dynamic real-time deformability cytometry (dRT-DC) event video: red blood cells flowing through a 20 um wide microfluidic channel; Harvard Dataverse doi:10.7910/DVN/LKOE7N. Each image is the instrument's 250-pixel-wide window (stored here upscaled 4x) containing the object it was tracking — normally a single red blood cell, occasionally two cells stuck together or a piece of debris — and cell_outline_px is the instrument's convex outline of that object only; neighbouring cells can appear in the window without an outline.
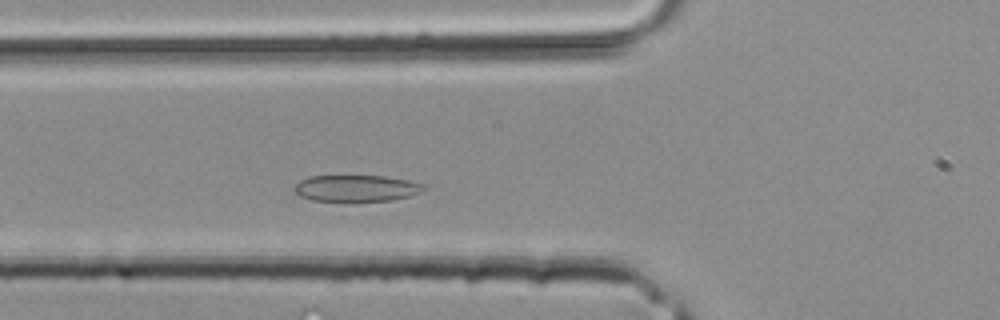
{"species": "common noctule bat (a hibernating species)", "species_latin": "Nyctalus noctula", "temperature_condition": "room temperature", "stored_images_in_passage": 27, "camera_frame_rate_fps": 3000, "um_per_image_px": 0.085, "animal": {"sex": "male", "body_mass_g": 20.4}, "frame": {"image": 1, "passage_image": 2, "time_ms": 0.333, "image_size_px": [1000, 320], "cell_outline_px": [[428, 184], [420, 192], [408, 196], [392, 200], [312, 200], [300, 196], [292, 188], [300, 180], [308, 176], [384, 176], [408, 180]], "centroid_in_image_um": [30.29, 15.98], "position_along_channel_um": 95.5, "area_um2": 19.71}}
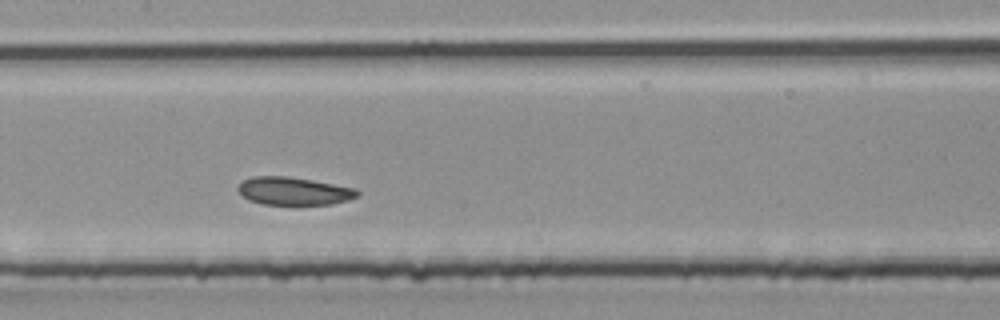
{"frame": {"image": 2, "passage_image": 7, "time_ms": 2.0, "image_size_px": [1000, 320], "cell_outline_px": [[360, 196], [348, 200], [332, 204], [264, 204], [248, 200], [236, 188], [240, 180], [252, 176], [288, 176], [312, 180], [356, 188], [360, 192]], "centroid_in_image_um": [24.97, 16.23], "position_along_channel_um": 182.4, "area_um2": 19.54}}
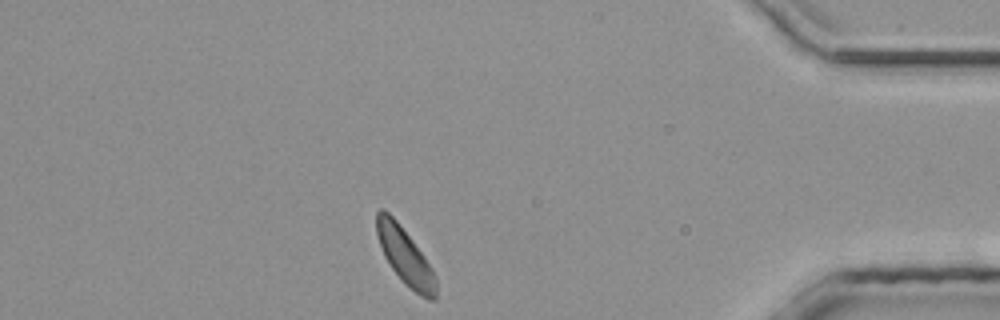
{"frame": {"image": 3, "passage_image": 22, "time_ms": 7.0, "image_size_px": [1000, 320], "cell_outline_px": [[436, 300], [428, 300], [404, 284], [392, 268], [384, 256], [376, 232], [376, 212], [380, 208], [388, 212], [396, 220], [412, 240], [424, 256], [432, 268], [436, 276]], "centroid_in_image_um": [34.44, 21.79], "position_along_channel_um": 400.8, "area_um2": 19.36}}